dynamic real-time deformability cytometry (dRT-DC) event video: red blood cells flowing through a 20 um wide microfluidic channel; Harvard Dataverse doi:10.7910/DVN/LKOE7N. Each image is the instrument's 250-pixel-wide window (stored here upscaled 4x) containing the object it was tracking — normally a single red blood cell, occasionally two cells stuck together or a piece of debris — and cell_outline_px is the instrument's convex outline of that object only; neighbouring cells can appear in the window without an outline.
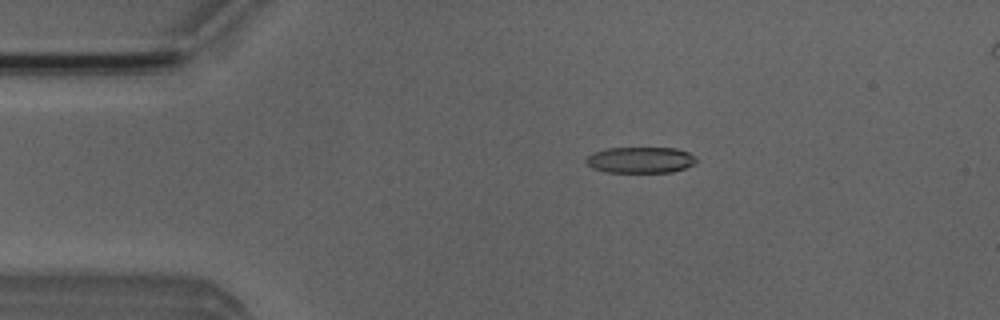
{"species": "Egyptian fruit bat (a non-hibernating species)", "species_latin": "Rousettus aegyptiacus", "temperature_condition": "room temperature", "stored_images_in_passage": 6, "camera_frame_rate_fps": 3000, "um_per_image_px": 0.085, "animal": {"sex": "male"}, "frame": {"image": 1, "passage_image": 3, "time_ms": 2.333, "image_size_px": [1000, 320], "cell_outline_px": [[696, 160], [692, 164], [684, 168], [672, 172], [604, 172], [592, 168], [584, 160], [592, 152], [608, 148], [676, 148], [688, 152], [696, 156]], "centroid_in_image_um": [54.41, 13.59], "position_along_channel_um": 30.6, "area_um2": 16.76}}